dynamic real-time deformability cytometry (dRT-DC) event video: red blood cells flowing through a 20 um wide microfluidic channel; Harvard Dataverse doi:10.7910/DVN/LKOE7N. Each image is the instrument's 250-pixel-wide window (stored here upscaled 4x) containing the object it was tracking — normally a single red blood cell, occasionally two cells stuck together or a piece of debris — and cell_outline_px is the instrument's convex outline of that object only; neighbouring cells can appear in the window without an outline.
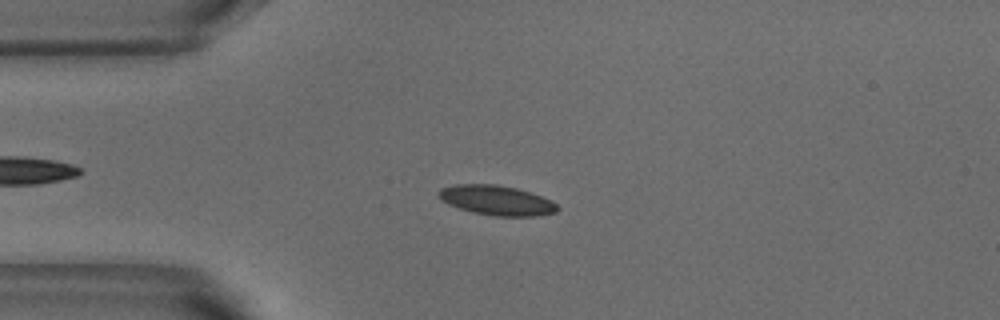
{"species": "common noctule bat (a hibernating species)", "species_latin": "Nyctalus noctula", "temperature_condition": "warm", "stored_images_in_passage": 52, "camera_frame_rate_fps": 3000, "um_per_image_px": 0.085, "animal": {"sex": "male", "body_mass_g": 18.8}, "frame": {"image": 1, "passage_image": 12, "time_ms": 3.667, "image_size_px": [1000, 320], "cell_outline_px": [[560, 208], [556, 212], [536, 216], [496, 216], [472, 212], [448, 204], [440, 200], [436, 196], [436, 192], [440, 188], [456, 184], [496, 184], [516, 188], [552, 200]], "centroid_in_image_um": [42.17, 17.02], "position_along_channel_um": 42.8, "area_um2": 20.69}}
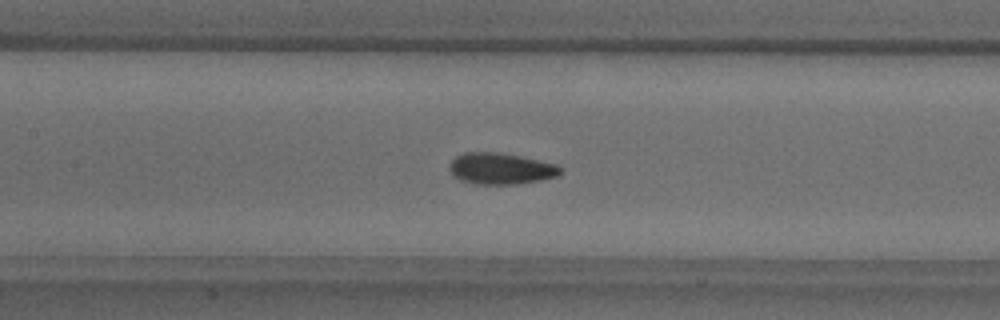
{"frame": {"image": 2, "passage_image": 23, "time_ms": 7.333, "image_size_px": [1000, 320], "cell_outline_px": [[564, 168], [556, 176], [540, 180], [516, 184], [476, 184], [460, 180], [452, 176], [448, 168], [448, 164], [456, 156], [464, 152], [496, 152], [520, 156], [556, 164]], "centroid_in_image_um": [42.52, 14.33], "position_along_channel_um": 164.9, "area_um2": 20.35}}
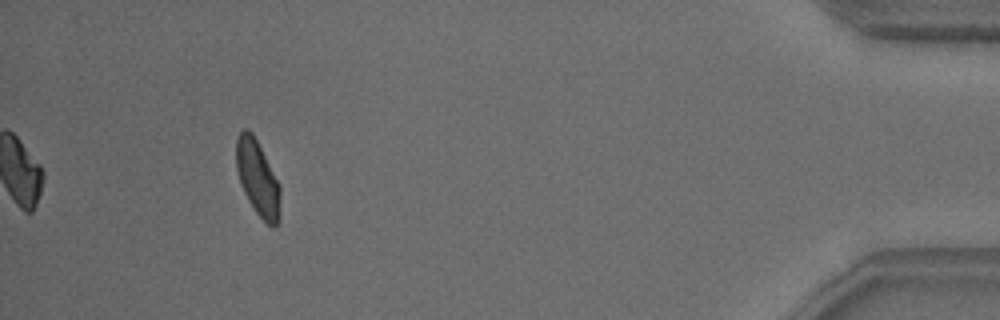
{"frame": {"image": 3, "passage_image": 48, "time_ms": 15.667, "image_size_px": [1000, 320], "cell_outline_px": [[280, 220], [272, 228], [256, 212], [248, 200], [240, 184], [236, 168], [236, 140], [240, 132], [244, 128], [248, 128], [252, 132], [280, 184]], "centroid_in_image_um": [21.9, 15.14], "position_along_channel_um": 413.3, "area_um2": 19.36}, "authors_computed_cell_mechanics": {"area_um2": 19.5364, "velocity_mm_per_s": 3.782, "shape_relaxation_time_tau1_ms": 4.5477, "shape_relaxation_time_tau2_ms": 1.4312, "deformation_change_tau1": 0.1282, "deformation_change_tau2": 0.0588}}